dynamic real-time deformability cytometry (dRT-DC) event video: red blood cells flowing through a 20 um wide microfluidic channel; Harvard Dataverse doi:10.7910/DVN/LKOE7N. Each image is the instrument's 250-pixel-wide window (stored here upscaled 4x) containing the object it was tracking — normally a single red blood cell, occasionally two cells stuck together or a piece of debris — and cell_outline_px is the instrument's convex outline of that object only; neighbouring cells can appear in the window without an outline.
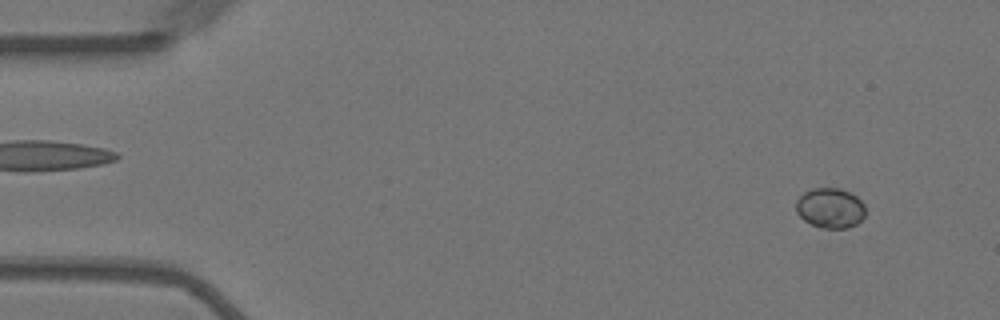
{"species": "Egyptian fruit bat (a non-hibernating species)", "species_latin": "Rousettus aegyptiacus", "temperature_condition": "warm", "stored_images_in_passage": 56, "camera_frame_rate_fps": 3000, "um_per_image_px": 0.085, "animal": {"sex": "female"}, "frame": {"image": 1, "passage_image": 4, "time_ms": 1.0, "image_size_px": [1000, 320], "cell_outline_px": [[864, 216], [856, 224], [848, 228], [820, 228], [804, 220], [796, 212], [796, 200], [804, 192], [812, 188], [840, 188], [856, 196], [864, 204]], "centroid_in_image_um": [70.55, 17.68], "position_along_channel_um": 14.4, "area_um2": 16.18}}
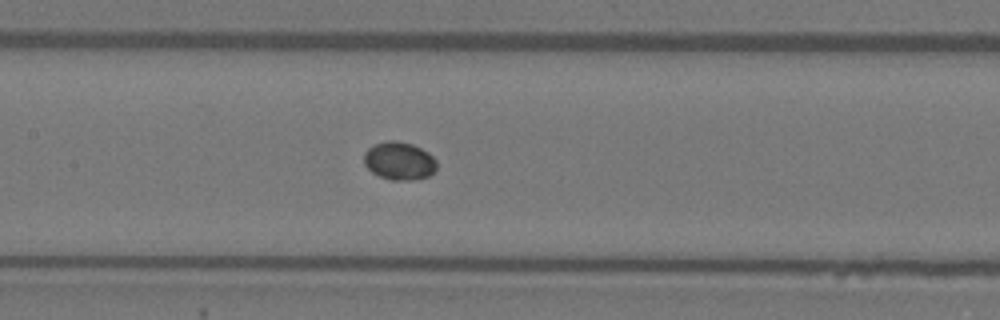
{"frame": {"image": 2, "passage_image": 26, "time_ms": 8.333, "image_size_px": [1000, 320], "cell_outline_px": [[436, 168], [428, 176], [412, 180], [392, 180], [380, 176], [372, 172], [364, 164], [364, 152], [372, 144], [388, 140], [396, 140], [412, 144], [428, 152], [436, 160]], "centroid_in_image_um": [33.91, 13.66], "position_along_channel_um": 173.5, "area_um2": 16.13}}
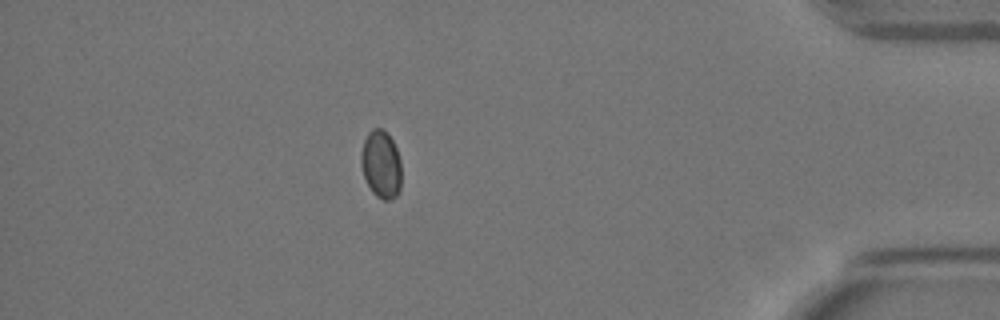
{"frame": {"image": 3, "passage_image": 49, "time_ms": 16.0, "image_size_px": [1000, 320], "cell_outline_px": [[400, 188], [396, 196], [388, 200], [384, 200], [376, 196], [372, 192], [364, 176], [360, 164], [360, 156], [364, 140], [368, 132], [372, 128], [380, 128], [388, 132], [396, 148], [400, 160]], "centroid_in_image_um": [32.38, 13.95], "position_along_channel_um": 402.8, "area_um2": 15.95}}